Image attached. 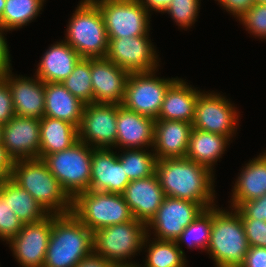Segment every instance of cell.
Wrapping results in <instances>:
<instances>
[{"label": "cell", "mask_w": 266, "mask_h": 267, "mask_svg": "<svg viewBox=\"0 0 266 267\" xmlns=\"http://www.w3.org/2000/svg\"><path fill=\"white\" fill-rule=\"evenodd\" d=\"M155 173L165 196L200 203L205 209L218 203L215 175L186 157L156 161Z\"/></svg>", "instance_id": "6da1fadb"}, {"label": "cell", "mask_w": 266, "mask_h": 267, "mask_svg": "<svg viewBox=\"0 0 266 267\" xmlns=\"http://www.w3.org/2000/svg\"><path fill=\"white\" fill-rule=\"evenodd\" d=\"M93 252V232L72 212L52 216L51 236L43 267H76Z\"/></svg>", "instance_id": "7a4b0ae2"}, {"label": "cell", "mask_w": 266, "mask_h": 267, "mask_svg": "<svg viewBox=\"0 0 266 267\" xmlns=\"http://www.w3.org/2000/svg\"><path fill=\"white\" fill-rule=\"evenodd\" d=\"M219 206L212 207V229L206 254L213 260L214 267H240L250 247L240 213L235 208Z\"/></svg>", "instance_id": "3957f363"}, {"label": "cell", "mask_w": 266, "mask_h": 267, "mask_svg": "<svg viewBox=\"0 0 266 267\" xmlns=\"http://www.w3.org/2000/svg\"><path fill=\"white\" fill-rule=\"evenodd\" d=\"M10 178L44 208L48 214L64 215L72 211V198L61 187L41 158L14 161Z\"/></svg>", "instance_id": "277c9868"}, {"label": "cell", "mask_w": 266, "mask_h": 267, "mask_svg": "<svg viewBox=\"0 0 266 267\" xmlns=\"http://www.w3.org/2000/svg\"><path fill=\"white\" fill-rule=\"evenodd\" d=\"M63 39L81 58H105L108 37L99 7L92 0H79L71 14Z\"/></svg>", "instance_id": "5b68a950"}, {"label": "cell", "mask_w": 266, "mask_h": 267, "mask_svg": "<svg viewBox=\"0 0 266 267\" xmlns=\"http://www.w3.org/2000/svg\"><path fill=\"white\" fill-rule=\"evenodd\" d=\"M146 235V223L137 219L103 227L93 232L94 253L113 264H139L133 258L141 255Z\"/></svg>", "instance_id": "8992f818"}, {"label": "cell", "mask_w": 266, "mask_h": 267, "mask_svg": "<svg viewBox=\"0 0 266 267\" xmlns=\"http://www.w3.org/2000/svg\"><path fill=\"white\" fill-rule=\"evenodd\" d=\"M71 212L92 232L134 219L122 194L93 190L78 193Z\"/></svg>", "instance_id": "52a82bcc"}, {"label": "cell", "mask_w": 266, "mask_h": 267, "mask_svg": "<svg viewBox=\"0 0 266 267\" xmlns=\"http://www.w3.org/2000/svg\"><path fill=\"white\" fill-rule=\"evenodd\" d=\"M92 153L93 147L78 140L69 148L43 159L49 171L72 199L78 193L89 190Z\"/></svg>", "instance_id": "ba28073f"}, {"label": "cell", "mask_w": 266, "mask_h": 267, "mask_svg": "<svg viewBox=\"0 0 266 267\" xmlns=\"http://www.w3.org/2000/svg\"><path fill=\"white\" fill-rule=\"evenodd\" d=\"M238 108L226 94L204 89L196 103L192 127L223 135L234 142L243 115Z\"/></svg>", "instance_id": "9c48e42d"}, {"label": "cell", "mask_w": 266, "mask_h": 267, "mask_svg": "<svg viewBox=\"0 0 266 267\" xmlns=\"http://www.w3.org/2000/svg\"><path fill=\"white\" fill-rule=\"evenodd\" d=\"M92 1L102 13L108 39L150 36L152 34L150 31L153 30L151 28L152 15L138 0Z\"/></svg>", "instance_id": "30bf717a"}, {"label": "cell", "mask_w": 266, "mask_h": 267, "mask_svg": "<svg viewBox=\"0 0 266 267\" xmlns=\"http://www.w3.org/2000/svg\"><path fill=\"white\" fill-rule=\"evenodd\" d=\"M158 72L159 69L152 72L130 73L121 105L157 120L168 88L179 78L161 77L158 76L161 72Z\"/></svg>", "instance_id": "8fae6325"}, {"label": "cell", "mask_w": 266, "mask_h": 267, "mask_svg": "<svg viewBox=\"0 0 266 267\" xmlns=\"http://www.w3.org/2000/svg\"><path fill=\"white\" fill-rule=\"evenodd\" d=\"M106 58L129 73L161 70V58L151 36L108 39Z\"/></svg>", "instance_id": "7c38bea8"}, {"label": "cell", "mask_w": 266, "mask_h": 267, "mask_svg": "<svg viewBox=\"0 0 266 267\" xmlns=\"http://www.w3.org/2000/svg\"><path fill=\"white\" fill-rule=\"evenodd\" d=\"M204 210L200 203L166 196L146 224L147 235L158 240L175 241Z\"/></svg>", "instance_id": "4fadbf2b"}, {"label": "cell", "mask_w": 266, "mask_h": 267, "mask_svg": "<svg viewBox=\"0 0 266 267\" xmlns=\"http://www.w3.org/2000/svg\"><path fill=\"white\" fill-rule=\"evenodd\" d=\"M116 122L117 104H86L78 128L79 140L93 148L116 150Z\"/></svg>", "instance_id": "5bb4252c"}, {"label": "cell", "mask_w": 266, "mask_h": 267, "mask_svg": "<svg viewBox=\"0 0 266 267\" xmlns=\"http://www.w3.org/2000/svg\"><path fill=\"white\" fill-rule=\"evenodd\" d=\"M23 224L20 232L8 243L19 267H43L52 230V216Z\"/></svg>", "instance_id": "9a60e30c"}, {"label": "cell", "mask_w": 266, "mask_h": 267, "mask_svg": "<svg viewBox=\"0 0 266 267\" xmlns=\"http://www.w3.org/2000/svg\"><path fill=\"white\" fill-rule=\"evenodd\" d=\"M1 143L13 161L39 158L40 119L15 115L3 125Z\"/></svg>", "instance_id": "2e32d148"}, {"label": "cell", "mask_w": 266, "mask_h": 267, "mask_svg": "<svg viewBox=\"0 0 266 267\" xmlns=\"http://www.w3.org/2000/svg\"><path fill=\"white\" fill-rule=\"evenodd\" d=\"M11 71L1 76L8 84L15 115L41 119L44 116L45 83L35 74L17 75Z\"/></svg>", "instance_id": "e0dca14e"}, {"label": "cell", "mask_w": 266, "mask_h": 267, "mask_svg": "<svg viewBox=\"0 0 266 267\" xmlns=\"http://www.w3.org/2000/svg\"><path fill=\"white\" fill-rule=\"evenodd\" d=\"M130 73L105 58H91L94 103L121 105Z\"/></svg>", "instance_id": "ac0fdd59"}, {"label": "cell", "mask_w": 266, "mask_h": 267, "mask_svg": "<svg viewBox=\"0 0 266 267\" xmlns=\"http://www.w3.org/2000/svg\"><path fill=\"white\" fill-rule=\"evenodd\" d=\"M129 183L117 150L93 148L89 190L122 194Z\"/></svg>", "instance_id": "d6986e66"}, {"label": "cell", "mask_w": 266, "mask_h": 267, "mask_svg": "<svg viewBox=\"0 0 266 267\" xmlns=\"http://www.w3.org/2000/svg\"><path fill=\"white\" fill-rule=\"evenodd\" d=\"M155 121L117 104L116 150L153 149Z\"/></svg>", "instance_id": "ffe728a7"}, {"label": "cell", "mask_w": 266, "mask_h": 267, "mask_svg": "<svg viewBox=\"0 0 266 267\" xmlns=\"http://www.w3.org/2000/svg\"><path fill=\"white\" fill-rule=\"evenodd\" d=\"M122 195L134 219L146 224L166 197L156 173L147 178L130 181Z\"/></svg>", "instance_id": "44dd1931"}, {"label": "cell", "mask_w": 266, "mask_h": 267, "mask_svg": "<svg viewBox=\"0 0 266 267\" xmlns=\"http://www.w3.org/2000/svg\"><path fill=\"white\" fill-rule=\"evenodd\" d=\"M234 178L228 206L238 208L243 202L266 194V150L253 157L240 168Z\"/></svg>", "instance_id": "7402d4cb"}, {"label": "cell", "mask_w": 266, "mask_h": 267, "mask_svg": "<svg viewBox=\"0 0 266 267\" xmlns=\"http://www.w3.org/2000/svg\"><path fill=\"white\" fill-rule=\"evenodd\" d=\"M192 123L157 119L153 152L157 160L183 158L187 154Z\"/></svg>", "instance_id": "603a6c76"}, {"label": "cell", "mask_w": 266, "mask_h": 267, "mask_svg": "<svg viewBox=\"0 0 266 267\" xmlns=\"http://www.w3.org/2000/svg\"><path fill=\"white\" fill-rule=\"evenodd\" d=\"M80 59L79 54L60 38L50 44L42 54L34 74L44 83H62L72 73Z\"/></svg>", "instance_id": "cb8c5ba5"}, {"label": "cell", "mask_w": 266, "mask_h": 267, "mask_svg": "<svg viewBox=\"0 0 266 267\" xmlns=\"http://www.w3.org/2000/svg\"><path fill=\"white\" fill-rule=\"evenodd\" d=\"M179 77L167 90L157 119L193 122L199 87Z\"/></svg>", "instance_id": "d4e9b609"}, {"label": "cell", "mask_w": 266, "mask_h": 267, "mask_svg": "<svg viewBox=\"0 0 266 267\" xmlns=\"http://www.w3.org/2000/svg\"><path fill=\"white\" fill-rule=\"evenodd\" d=\"M232 141L223 135L192 128L186 158L210 169L216 174L217 162H221Z\"/></svg>", "instance_id": "484cf974"}, {"label": "cell", "mask_w": 266, "mask_h": 267, "mask_svg": "<svg viewBox=\"0 0 266 267\" xmlns=\"http://www.w3.org/2000/svg\"><path fill=\"white\" fill-rule=\"evenodd\" d=\"M85 105L62 83H45L44 116L67 121L79 128Z\"/></svg>", "instance_id": "4316f807"}, {"label": "cell", "mask_w": 266, "mask_h": 267, "mask_svg": "<svg viewBox=\"0 0 266 267\" xmlns=\"http://www.w3.org/2000/svg\"><path fill=\"white\" fill-rule=\"evenodd\" d=\"M79 140L78 128L64 120L43 116L40 119L39 158L69 148Z\"/></svg>", "instance_id": "83f0119b"}, {"label": "cell", "mask_w": 266, "mask_h": 267, "mask_svg": "<svg viewBox=\"0 0 266 267\" xmlns=\"http://www.w3.org/2000/svg\"><path fill=\"white\" fill-rule=\"evenodd\" d=\"M0 195L8 201L9 207L23 224L39 221L48 215L32 195L11 178L0 182Z\"/></svg>", "instance_id": "f1b7e54d"}, {"label": "cell", "mask_w": 266, "mask_h": 267, "mask_svg": "<svg viewBox=\"0 0 266 267\" xmlns=\"http://www.w3.org/2000/svg\"><path fill=\"white\" fill-rule=\"evenodd\" d=\"M142 252L146 257L140 267H189L187 257L175 241L158 240L146 235Z\"/></svg>", "instance_id": "f546056e"}, {"label": "cell", "mask_w": 266, "mask_h": 267, "mask_svg": "<svg viewBox=\"0 0 266 267\" xmlns=\"http://www.w3.org/2000/svg\"><path fill=\"white\" fill-rule=\"evenodd\" d=\"M47 0H6L0 18V25L6 30L18 31L34 22L42 11Z\"/></svg>", "instance_id": "4dcf8cb0"}, {"label": "cell", "mask_w": 266, "mask_h": 267, "mask_svg": "<svg viewBox=\"0 0 266 267\" xmlns=\"http://www.w3.org/2000/svg\"><path fill=\"white\" fill-rule=\"evenodd\" d=\"M212 229V207L206 208L198 217L188 225L180 236L175 240L177 247L186 257L183 246L188 249H198L206 253L210 243Z\"/></svg>", "instance_id": "1f68e13d"}, {"label": "cell", "mask_w": 266, "mask_h": 267, "mask_svg": "<svg viewBox=\"0 0 266 267\" xmlns=\"http://www.w3.org/2000/svg\"><path fill=\"white\" fill-rule=\"evenodd\" d=\"M117 156L130 181L147 178L155 173L157 159L153 149H122L118 150Z\"/></svg>", "instance_id": "d6a6232c"}, {"label": "cell", "mask_w": 266, "mask_h": 267, "mask_svg": "<svg viewBox=\"0 0 266 267\" xmlns=\"http://www.w3.org/2000/svg\"><path fill=\"white\" fill-rule=\"evenodd\" d=\"M65 88L84 104L93 102L91 58H81L72 73L62 82Z\"/></svg>", "instance_id": "836d02e7"}, {"label": "cell", "mask_w": 266, "mask_h": 267, "mask_svg": "<svg viewBox=\"0 0 266 267\" xmlns=\"http://www.w3.org/2000/svg\"><path fill=\"white\" fill-rule=\"evenodd\" d=\"M200 7L201 0H172L163 14H168L178 29L187 31L198 21Z\"/></svg>", "instance_id": "e575fe53"}, {"label": "cell", "mask_w": 266, "mask_h": 267, "mask_svg": "<svg viewBox=\"0 0 266 267\" xmlns=\"http://www.w3.org/2000/svg\"><path fill=\"white\" fill-rule=\"evenodd\" d=\"M237 21L251 37L266 42V4L255 3Z\"/></svg>", "instance_id": "d590c367"}, {"label": "cell", "mask_w": 266, "mask_h": 267, "mask_svg": "<svg viewBox=\"0 0 266 267\" xmlns=\"http://www.w3.org/2000/svg\"><path fill=\"white\" fill-rule=\"evenodd\" d=\"M23 223L0 195V240L7 244L22 229Z\"/></svg>", "instance_id": "8d00e7d4"}, {"label": "cell", "mask_w": 266, "mask_h": 267, "mask_svg": "<svg viewBox=\"0 0 266 267\" xmlns=\"http://www.w3.org/2000/svg\"><path fill=\"white\" fill-rule=\"evenodd\" d=\"M249 246L266 248V221L241 219Z\"/></svg>", "instance_id": "74e56055"}, {"label": "cell", "mask_w": 266, "mask_h": 267, "mask_svg": "<svg viewBox=\"0 0 266 267\" xmlns=\"http://www.w3.org/2000/svg\"><path fill=\"white\" fill-rule=\"evenodd\" d=\"M235 209L240 213L241 219L266 221V194L260 198L245 201Z\"/></svg>", "instance_id": "f35d334b"}, {"label": "cell", "mask_w": 266, "mask_h": 267, "mask_svg": "<svg viewBox=\"0 0 266 267\" xmlns=\"http://www.w3.org/2000/svg\"><path fill=\"white\" fill-rule=\"evenodd\" d=\"M14 116L15 111L9 86L0 76V124L5 125Z\"/></svg>", "instance_id": "ab89813d"}, {"label": "cell", "mask_w": 266, "mask_h": 267, "mask_svg": "<svg viewBox=\"0 0 266 267\" xmlns=\"http://www.w3.org/2000/svg\"><path fill=\"white\" fill-rule=\"evenodd\" d=\"M217 5L227 12L230 17L232 15L233 19L236 21L247 12L254 4L255 0H214Z\"/></svg>", "instance_id": "60d3db41"}, {"label": "cell", "mask_w": 266, "mask_h": 267, "mask_svg": "<svg viewBox=\"0 0 266 267\" xmlns=\"http://www.w3.org/2000/svg\"><path fill=\"white\" fill-rule=\"evenodd\" d=\"M11 33L0 25V76L5 75L7 72L13 70L12 56L10 54V47L6 38L7 33Z\"/></svg>", "instance_id": "b9f144b4"}, {"label": "cell", "mask_w": 266, "mask_h": 267, "mask_svg": "<svg viewBox=\"0 0 266 267\" xmlns=\"http://www.w3.org/2000/svg\"><path fill=\"white\" fill-rule=\"evenodd\" d=\"M240 267H266V248L250 246Z\"/></svg>", "instance_id": "7bdbcfd3"}, {"label": "cell", "mask_w": 266, "mask_h": 267, "mask_svg": "<svg viewBox=\"0 0 266 267\" xmlns=\"http://www.w3.org/2000/svg\"><path fill=\"white\" fill-rule=\"evenodd\" d=\"M14 161L7 154L6 148L0 143V182L10 178Z\"/></svg>", "instance_id": "ee69618b"}, {"label": "cell", "mask_w": 266, "mask_h": 267, "mask_svg": "<svg viewBox=\"0 0 266 267\" xmlns=\"http://www.w3.org/2000/svg\"><path fill=\"white\" fill-rule=\"evenodd\" d=\"M113 263L96 253L84 257L76 267H112Z\"/></svg>", "instance_id": "f6af8a7d"}, {"label": "cell", "mask_w": 266, "mask_h": 267, "mask_svg": "<svg viewBox=\"0 0 266 267\" xmlns=\"http://www.w3.org/2000/svg\"><path fill=\"white\" fill-rule=\"evenodd\" d=\"M141 5L151 14L160 13L163 15L164 11L170 5L172 0H138Z\"/></svg>", "instance_id": "bcb514c9"}, {"label": "cell", "mask_w": 266, "mask_h": 267, "mask_svg": "<svg viewBox=\"0 0 266 267\" xmlns=\"http://www.w3.org/2000/svg\"><path fill=\"white\" fill-rule=\"evenodd\" d=\"M112 267H140L139 264L130 265V264H113Z\"/></svg>", "instance_id": "7dc6e473"}, {"label": "cell", "mask_w": 266, "mask_h": 267, "mask_svg": "<svg viewBox=\"0 0 266 267\" xmlns=\"http://www.w3.org/2000/svg\"><path fill=\"white\" fill-rule=\"evenodd\" d=\"M5 1L6 0H0V18L2 17L4 8H5Z\"/></svg>", "instance_id": "c3c4849f"}, {"label": "cell", "mask_w": 266, "mask_h": 267, "mask_svg": "<svg viewBox=\"0 0 266 267\" xmlns=\"http://www.w3.org/2000/svg\"><path fill=\"white\" fill-rule=\"evenodd\" d=\"M3 125L0 124V143L2 142Z\"/></svg>", "instance_id": "681fc988"}, {"label": "cell", "mask_w": 266, "mask_h": 267, "mask_svg": "<svg viewBox=\"0 0 266 267\" xmlns=\"http://www.w3.org/2000/svg\"><path fill=\"white\" fill-rule=\"evenodd\" d=\"M255 3H262V4H266V0H255Z\"/></svg>", "instance_id": "f907efd6"}]
</instances>
